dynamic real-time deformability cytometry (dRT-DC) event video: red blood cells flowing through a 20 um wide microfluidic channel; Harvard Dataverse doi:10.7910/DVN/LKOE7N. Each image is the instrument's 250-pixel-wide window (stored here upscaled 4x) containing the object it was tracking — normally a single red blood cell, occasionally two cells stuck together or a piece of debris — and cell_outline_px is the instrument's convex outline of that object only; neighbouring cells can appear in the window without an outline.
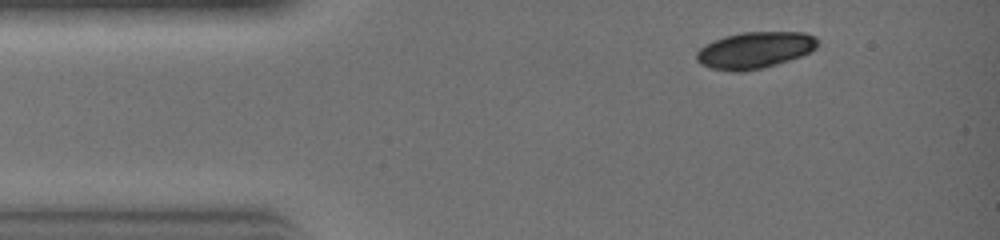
{"species": "common noctule bat (a hibernating species)", "species_latin": "Nyctalus noctula", "temperature_condition": "warm", "stored_images_in_passage": 19, "camera_frame_rate_fps": 3000, "um_per_image_px": 0.085, "animal": {"sex": "female", "body_mass_g": 19.0, "forearm_length_mm": 51.5}, "frame": {"image": 1, "passage_image": 1, "time_ms": 0.0, "image_size_px": [1000, 240], "cell_outline_px": [[820, 40], [816, 48], [800, 56], [764, 68], [744, 72], [736, 72], [712, 68], [700, 64], [696, 60], [696, 52], [700, 48], [724, 36], [740, 32], [804, 32], [816, 36]], "centroid_in_image_um": [64.18, 4.26], "position_along_channel_um": 20.8, "area_um2": 25.84}}
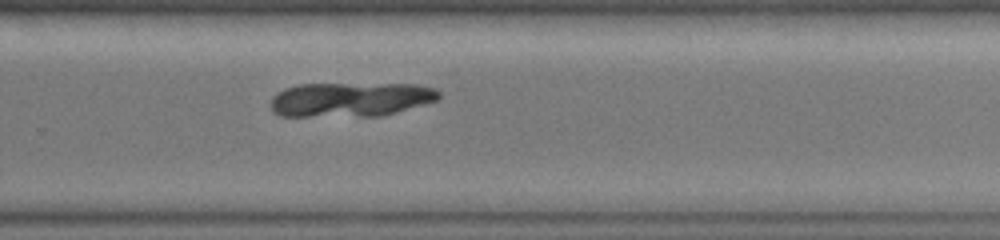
{"frame": {"image": 2, "passage_image": 17, "time_ms": 5.333, "image_size_px": [1000, 240], "cell_outline_px": [[440, 96], [436, 100], [424, 104], [396, 112], [380, 116], [280, 116], [272, 112], [272, 96], [276, 92], [284, 88], [300, 84], [416, 84], [436, 88], [440, 92]], "centroid_in_image_um": [29.78, 8.45], "position_along_channel_um": 300.0, "area_um2": 33.81}}
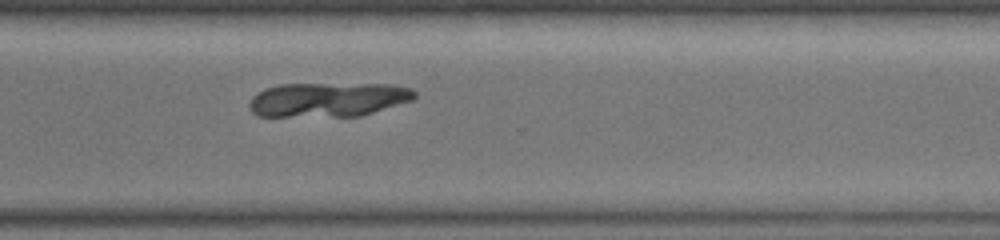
{"frame": {"image": 3, "passage_image": 19, "time_ms": 6.0, "image_size_px": [1000, 240], "cell_outline_px": [[416, 96], [412, 100], [360, 116], [256, 116], [252, 112], [248, 104], [252, 96], [256, 92], [264, 88], [280, 84], [392, 84], [412, 88], [416, 92]], "centroid_in_image_um": [27.85, 8.45], "position_along_channel_um": 342.7, "area_um2": 33.23}}